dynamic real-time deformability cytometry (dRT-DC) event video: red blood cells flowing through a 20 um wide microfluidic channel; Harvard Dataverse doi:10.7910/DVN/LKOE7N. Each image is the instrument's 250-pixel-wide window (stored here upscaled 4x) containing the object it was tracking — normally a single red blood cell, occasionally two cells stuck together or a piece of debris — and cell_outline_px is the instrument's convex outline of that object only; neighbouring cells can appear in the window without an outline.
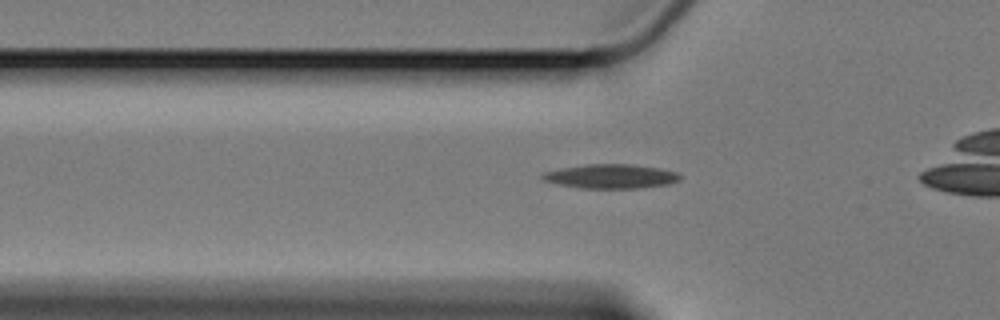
{"species": "Egyptian fruit bat (a non-hibernating species)", "species_latin": "Rousettus aegyptiacus", "temperature_condition": "cold", "stored_images_in_passage": 35, "camera_frame_rate_fps": 3000, "um_per_image_px": 0.085, "animal": {"sex": "female"}, "frame": {"image": 1, "passage_image": 6, "time_ms": 1.667, "image_size_px": [1000, 320], "cell_outline_px": [[680, 180], [668, 184], [636, 188], [584, 188], [560, 184], [544, 180], [540, 176], [544, 172], [560, 168], [588, 164], [632, 164], [660, 168], [676, 172], [680, 176]], "centroid_in_image_um": [51.94, 14.98], "position_along_channel_um": 73.9, "area_um2": 19.19}}
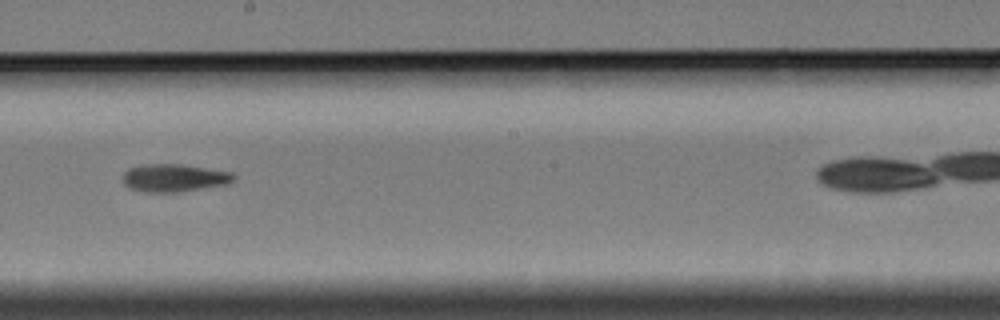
{"frame": {"image": 2, "passage_image": 20, "time_ms": 6.333, "image_size_px": [1000, 320], "cell_outline_px": [[236, 176], [232, 180], [224, 184], [180, 192], [144, 192], [128, 188], [124, 184], [124, 172], [128, 168], [140, 164], [180, 164], [232, 172]], "centroid_in_image_um": [14.74, 15.11], "position_along_channel_um": 233.5, "area_um2": 17.86}}
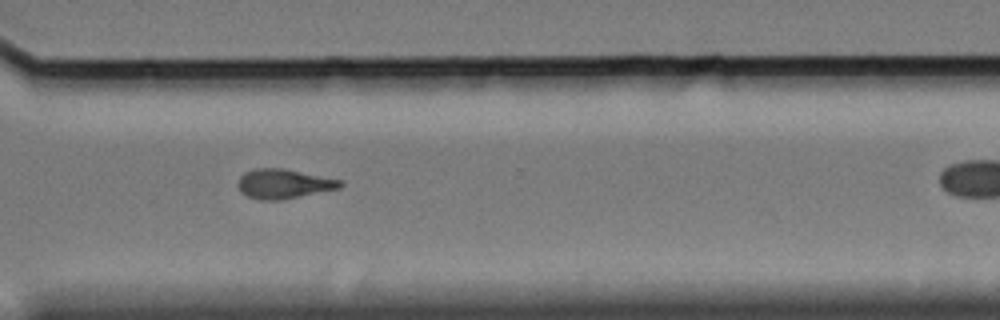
{"frame": {"image": 3, "passage_image": 30, "time_ms": 9.667, "image_size_px": [1000, 320], "cell_outline_px": [[344, 184], [340, 188], [280, 200], [260, 200], [248, 196], [240, 192], [236, 184], [236, 180], [244, 172], [252, 168], [284, 168], [340, 180]], "centroid_in_image_um": [24.04, 15.61], "position_along_channel_um": 346.6, "area_um2": 17.69}}